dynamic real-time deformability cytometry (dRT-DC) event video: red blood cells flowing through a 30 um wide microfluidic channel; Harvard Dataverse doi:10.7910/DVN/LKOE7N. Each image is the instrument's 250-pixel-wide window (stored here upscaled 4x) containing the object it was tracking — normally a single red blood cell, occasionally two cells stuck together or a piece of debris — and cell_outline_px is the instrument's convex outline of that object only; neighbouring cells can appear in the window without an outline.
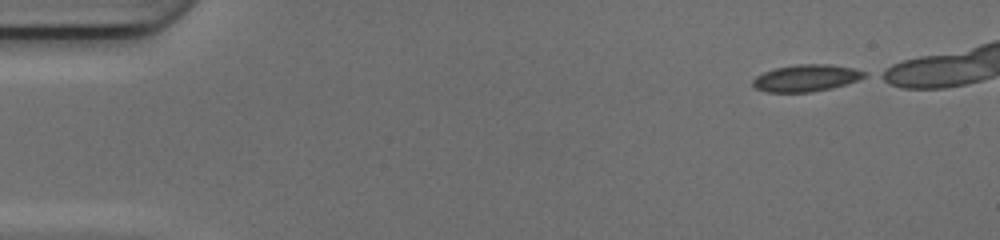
{"species": "common noctule bat (a hibernating species)", "species_latin": "Nyctalus noctula", "temperature_condition": "cold", "stored_images_in_passage": 39, "camera_frame_rate_fps": 3000, "um_per_image_px": 0.085, "animal": {"sex": "female", "body_mass_g": 17.0, "forearm_length_mm": 48.0}, "frame": {"image": 1, "passage_image": 1, "time_ms": 0.0, "image_size_px": [1000, 240], "cell_outline_px": [[868, 72], [864, 76], [856, 80], [832, 88], [812, 92], [768, 92], [756, 88], [752, 84], [752, 80], [756, 76], [764, 72], [776, 68], [796, 64], [832, 64], [852, 68]], "centroid_in_image_um": [68.5, 6.63], "position_along_channel_um": 16.5, "area_um2": 17.34}}
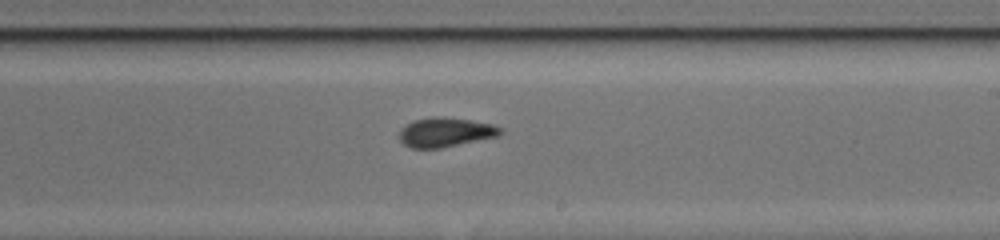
{"frame": {"image": 2, "passage_image": 26, "time_ms": 8.333, "image_size_px": [1000, 240], "cell_outline_px": [[500, 132], [496, 136], [440, 148], [412, 148], [404, 144], [400, 140], [400, 128], [412, 120], [432, 116], [444, 116], [492, 124], [500, 128]], "centroid_in_image_um": [37.78, 11.22], "position_along_channel_um": 251.2, "area_um2": 17.05}}
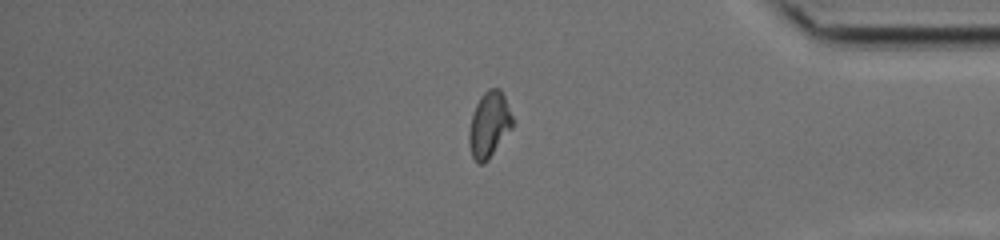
{"frame": {"image": 3, "passage_image": 38, "time_ms": 12.333, "image_size_px": [1000, 240], "cell_outline_px": [[512, 128], [488, 160], [484, 164], [476, 164], [472, 156], [468, 144], [468, 132], [472, 112], [480, 96], [488, 88], [500, 88], [504, 96], [512, 116]], "centroid_in_image_um": [41.54, 10.61], "position_along_channel_um": 393.7, "area_um2": 16.82}}